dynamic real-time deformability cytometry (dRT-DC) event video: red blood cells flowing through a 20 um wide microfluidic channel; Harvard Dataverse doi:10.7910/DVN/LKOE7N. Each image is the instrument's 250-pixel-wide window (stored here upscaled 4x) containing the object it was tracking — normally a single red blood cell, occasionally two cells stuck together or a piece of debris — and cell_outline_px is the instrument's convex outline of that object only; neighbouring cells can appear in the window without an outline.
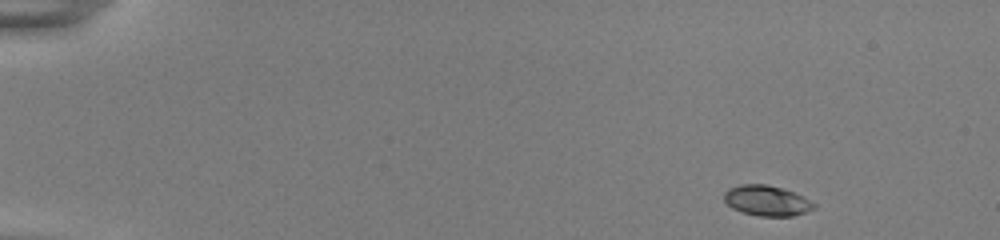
{"species": "common noctule bat (a hibernating species)", "species_latin": "Nyctalus noctula", "temperature_condition": "room temperature", "stored_images_in_passage": 48, "camera_frame_rate_fps": 3000, "um_per_image_px": 0.085, "animal": {"sex": "female", "body_mass_g": 22.0, "forearm_length_mm": 56.7}, "frame": {"image": 1, "passage_image": 1, "time_ms": 0.0, "image_size_px": [1000, 240], "cell_outline_px": [[816, 208], [792, 216], [760, 216], [744, 212], [732, 208], [724, 200], [724, 192], [728, 188], [740, 184], [768, 184], [804, 196], [816, 204]], "centroid_in_image_um": [65.17, 17.04], "position_along_channel_um": 19.8, "area_um2": 15.84}}
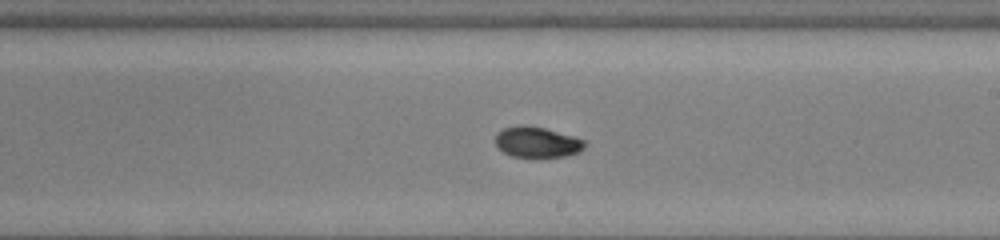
{"frame": {"image": 2, "passage_image": 28, "time_ms": 9.0, "image_size_px": [1000, 240], "cell_outline_px": [[588, 144], [580, 152], [564, 156], [512, 156], [504, 152], [496, 144], [496, 132], [504, 128], [524, 124], [544, 128], [572, 136], [584, 140]], "centroid_in_image_um": [45.66, 12.06], "position_along_channel_um": 243.3, "area_um2": 15.72}}
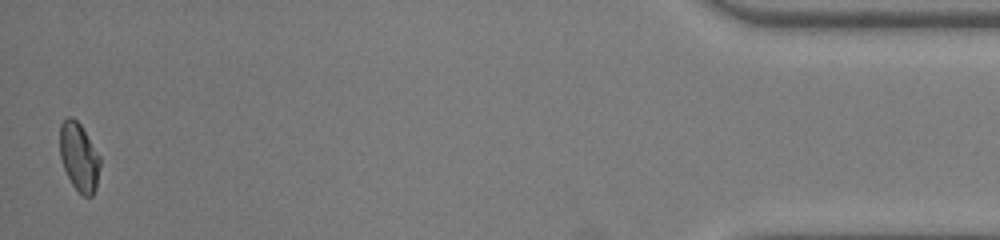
{"frame": {"image": 3, "passage_image": 48, "time_ms": 15.667, "image_size_px": [1000, 240], "cell_outline_px": [[100, 164], [96, 188], [92, 196], [84, 196], [72, 184], [64, 168], [60, 156], [60, 124], [68, 116], [72, 116], [80, 124], [100, 156]], "centroid_in_image_um": [6.72, 13.32], "position_along_channel_um": 428.5, "area_um2": 15.84}, "authors_computed_cell_mechanics": {"area_um2": 15.8661, "velocity_mm_per_s": 3.8777, "shape_relaxation_time_tau1_ms": 3.9187, "shape_relaxation_time_tau2_ms": 3.029, "deformation_change_tau1": 0.1221, "deformation_change_tau2": 0.0556}}